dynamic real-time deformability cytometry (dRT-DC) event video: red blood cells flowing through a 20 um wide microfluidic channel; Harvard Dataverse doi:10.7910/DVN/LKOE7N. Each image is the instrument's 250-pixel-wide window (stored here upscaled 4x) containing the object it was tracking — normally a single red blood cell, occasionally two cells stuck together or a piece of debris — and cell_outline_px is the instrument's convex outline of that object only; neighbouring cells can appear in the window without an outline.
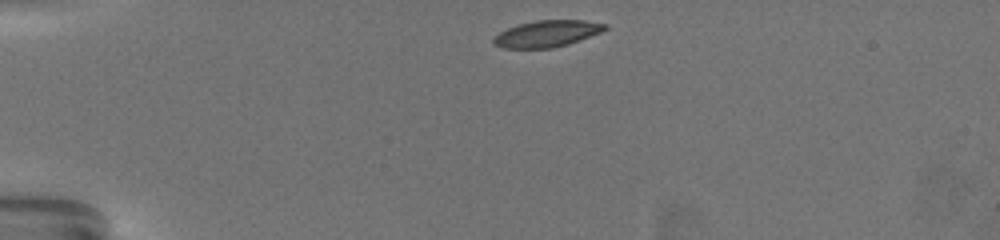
{"species": "common noctule bat (a hibernating species)", "species_latin": "Nyctalus noctula", "temperature_condition": "warm", "stored_images_in_passage": 39, "camera_frame_rate_fps": 3000, "um_per_image_px": 0.085, "animal": {"sex": "female", "body_mass_g": 19.5, "forearm_length_mm": 54.1}, "frame": {"image": 1, "passage_image": 1, "time_ms": 0.0, "image_size_px": [1000, 240], "cell_outline_px": [[608, 28], [600, 32], [580, 40], [568, 44], [552, 48], [504, 48], [492, 44], [492, 40], [500, 32], [508, 28], [520, 24], [536, 20], [584, 20], [608, 24]], "centroid_in_image_um": [46.5, 2.86], "position_along_channel_um": 38.5, "area_um2": 17.17}}
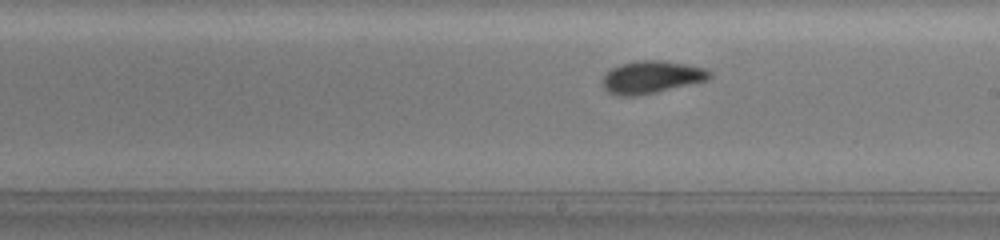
{"frame": {"image": 2, "passage_image": 23, "time_ms": 7.333, "image_size_px": [1000, 240], "cell_outline_px": [[712, 76], [708, 80], [656, 92], [636, 96], [616, 96], [608, 92], [600, 84], [600, 80], [608, 68], [620, 64], [636, 60], [660, 60], [688, 64], [704, 68], [712, 72]], "centroid_in_image_um": [55.31, 6.55], "position_along_channel_um": 233.7, "area_um2": 20.75}}
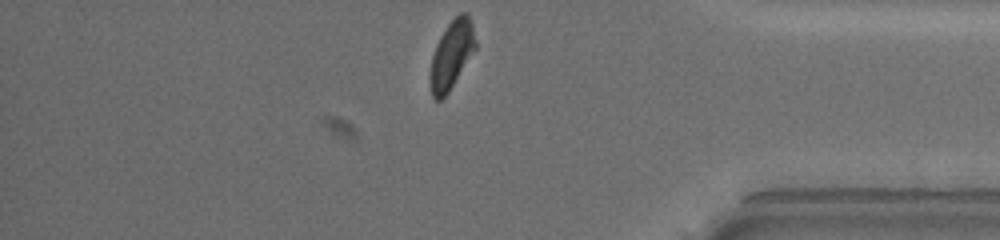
{"frame": {"image": 3, "passage_image": 39, "time_ms": 12.667, "image_size_px": [1000, 240], "cell_outline_px": [[476, 48], [448, 92], [440, 100], [436, 100], [432, 96], [428, 80], [428, 76], [432, 56], [436, 44], [440, 36], [448, 24], [460, 12], [464, 12], [468, 16], [472, 24], [476, 40]], "centroid_in_image_um": [38.35, 4.67], "position_along_channel_um": 396.8, "area_um2": 17.92}, "authors_computed_cell_mechanics": {"area_um2": 19.363, "velocity_mm_per_s": 3.4218, "shape_relaxation_time_tau1_ms": 2.6676, "shape_relaxation_time_tau2_ms": 1.5642, "deformation_change_tau1": 0.1478, "deformation_change_tau2": 0.0727}}